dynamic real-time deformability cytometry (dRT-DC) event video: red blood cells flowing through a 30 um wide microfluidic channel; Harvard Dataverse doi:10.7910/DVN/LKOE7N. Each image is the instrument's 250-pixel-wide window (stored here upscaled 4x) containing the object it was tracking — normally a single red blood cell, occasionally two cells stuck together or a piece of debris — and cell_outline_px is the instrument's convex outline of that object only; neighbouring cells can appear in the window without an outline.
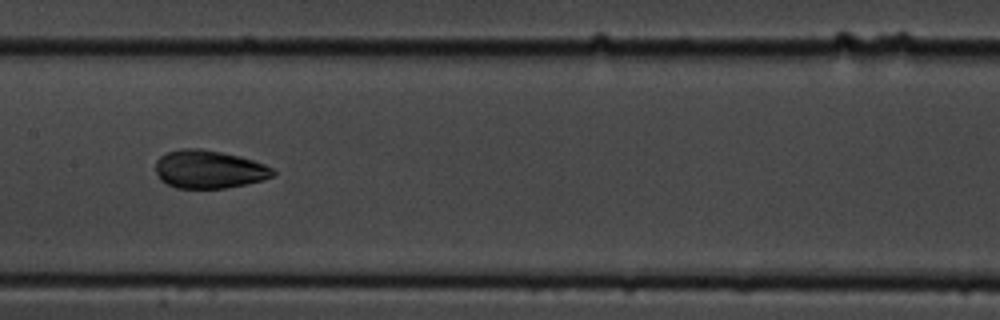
{"species": "common noctule bat (a hibernating species)", "species_latin": "Nyctalus noctula", "temperature_condition": "cold", "stored_images_in_passage": 13, "camera_frame_rate_fps": 3000, "um_per_image_px": 0.085, "animal": {"sex": "male", "body_mass_g": 19.5, "forearm_length_mm": 54.6}, "frame": {"image": 1, "passage_image": 6, "time_ms": 5.667, "image_size_px": [1000, 320], "cell_outline_px": [[276, 176], [244, 184], [224, 188], [176, 188], [160, 180], [156, 172], [156, 160], [160, 156], [168, 152], [184, 148], [200, 148], [240, 156], [264, 164], [272, 168], [276, 172]], "centroid_in_image_um": [17.75, 14.39], "position_along_channel_um": 189.6, "area_um2": 25.95}}
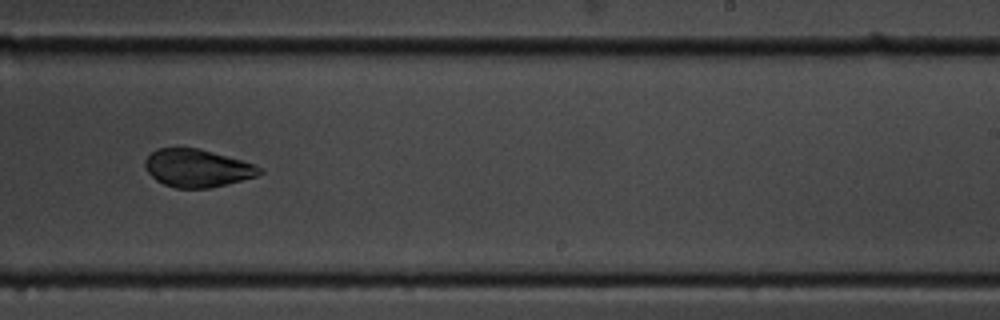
{"frame": {"image": 2, "passage_image": 8, "time_ms": 8.0, "image_size_px": [1000, 320], "cell_outline_px": [[264, 172], [256, 176], [228, 184], [208, 188], [176, 188], [164, 184], [156, 180], [148, 172], [144, 164], [144, 160], [156, 148], [200, 148], [240, 160], [264, 168]], "centroid_in_image_um": [16.76, 14.29], "position_along_channel_um": 272.2, "area_um2": 25.14}, "authors_computed_cell_mechanics": {"area_um2": 27.6862, "velocity_mm_per_s": 3.5603, "shape_relaxation_time_tau1_ms": 3.1266, "shape_relaxation_time_tau2_ms": null, "deformation_change_tau1": 0.0529, "deformation_change_tau2": null}}